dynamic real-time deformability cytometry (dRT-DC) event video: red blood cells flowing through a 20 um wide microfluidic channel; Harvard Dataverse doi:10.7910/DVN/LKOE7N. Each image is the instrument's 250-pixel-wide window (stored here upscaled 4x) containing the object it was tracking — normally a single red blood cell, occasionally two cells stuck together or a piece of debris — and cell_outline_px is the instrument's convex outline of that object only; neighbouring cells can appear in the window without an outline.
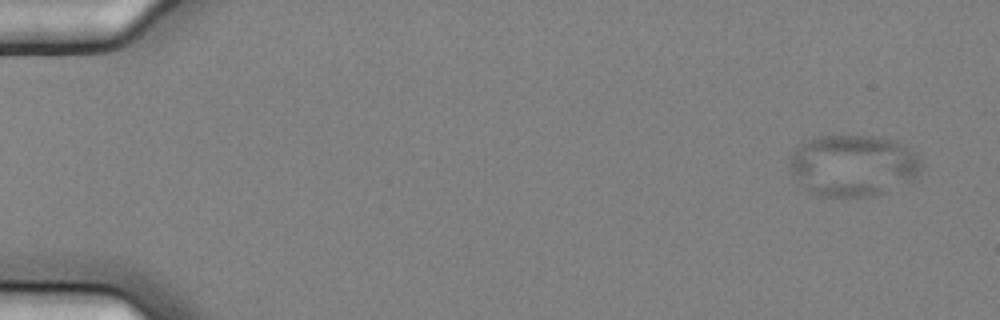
{"species": "common noctule bat (a hibernating species)", "species_latin": "Nyctalus noctula", "temperature_condition": "cold", "stored_images_in_passage": 10, "camera_frame_rate_fps": 3000, "um_per_image_px": 0.085, "animal": {"sex": "female", "body_mass_g": 25.1}, "frame": {"image": 1, "passage_image": 1, "time_ms": 0.0, "image_size_px": [1000, 320], "cell_outline_px": [[924, 164], [916, 180], [872, 196], [816, 196], [808, 192], [788, 172], [788, 164], [796, 148], [808, 140], [816, 136], [872, 136], [896, 140], [916, 152]], "centroid_in_image_um": [72.53, 14.07], "position_along_channel_um": 12.5, "area_um2": 47.86}}
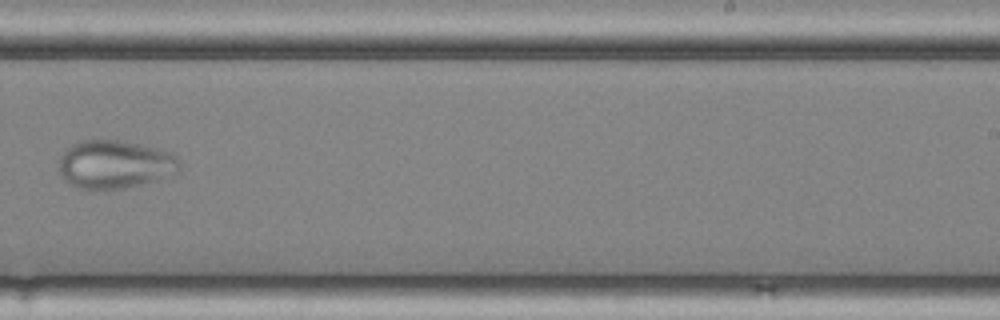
{"frame": {"image": 2, "passage_image": 10, "time_ms": 3.0, "image_size_px": [1000, 320], "cell_outline_px": [[180, 172], [124, 188], [76, 188], [64, 180], [60, 172], [60, 160], [64, 152], [72, 144], [80, 140], [120, 140], [156, 148], [168, 152], [176, 156], [180, 160]], "centroid_in_image_um": [9.76, 13.95], "position_along_channel_um": 279.2, "area_um2": 33.41}}